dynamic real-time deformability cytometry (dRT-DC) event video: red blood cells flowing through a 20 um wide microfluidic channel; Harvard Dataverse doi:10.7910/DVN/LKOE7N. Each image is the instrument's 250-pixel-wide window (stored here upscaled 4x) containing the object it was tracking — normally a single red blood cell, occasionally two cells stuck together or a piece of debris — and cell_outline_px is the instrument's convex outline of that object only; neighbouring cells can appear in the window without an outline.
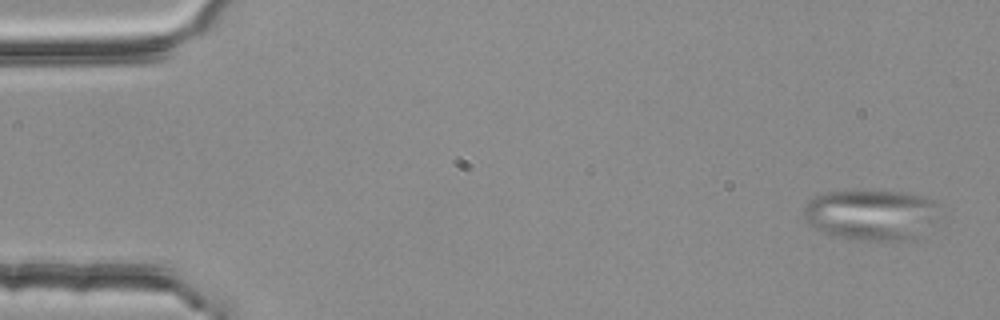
{"species": "common noctule bat (a hibernating species)", "species_latin": "Nyctalus noctula", "temperature_condition": "room temperature", "stored_images_in_passage": 4, "camera_frame_rate_fps": 3000, "um_per_image_px": 0.085, "animal": {"sex": "female", "body_mass_g": 25.1}, "frame": {"image": 1, "passage_image": 1, "time_ms": 0.0, "image_size_px": [1000, 320], "cell_outline_px": [[940, 204], [936, 220], [916, 240], [856, 240], [824, 232], [808, 224], [804, 220], [804, 204], [808, 200], [824, 192], [900, 192], [920, 196], [932, 200]], "centroid_in_image_um": [74.08, 18.27], "position_along_channel_um": 10.9, "area_um2": 39.94}}